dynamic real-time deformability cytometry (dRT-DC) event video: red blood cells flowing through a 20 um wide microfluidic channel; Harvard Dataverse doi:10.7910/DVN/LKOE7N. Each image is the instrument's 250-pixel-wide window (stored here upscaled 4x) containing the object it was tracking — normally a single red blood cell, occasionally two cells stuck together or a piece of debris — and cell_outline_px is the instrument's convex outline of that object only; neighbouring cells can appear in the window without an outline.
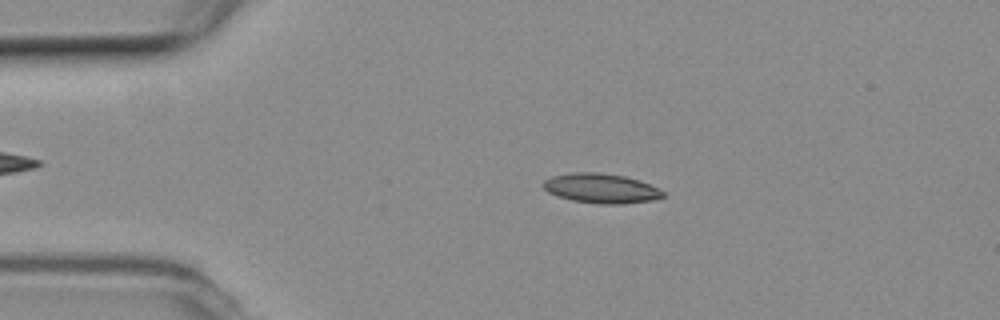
{"species": "common noctule bat (a hibernating species)", "species_latin": "Nyctalus noctula", "temperature_condition": "room temperature", "stored_images_in_passage": 52, "camera_frame_rate_fps": 3000, "um_per_image_px": 0.085, "animal": {"sex": "female", "body_mass_g": 19.3, "forearm_length_mm": 54.1}, "frame": {"image": 1, "passage_image": 9, "time_ms": 2.667, "image_size_px": [1000, 320], "cell_outline_px": [[664, 196], [652, 200], [624, 204], [596, 204], [572, 200], [556, 196], [548, 192], [544, 188], [544, 180], [552, 176], [572, 172], [596, 172], [624, 176], [640, 180], [664, 192]], "centroid_in_image_um": [51.07, 16.01], "position_along_channel_um": 33.9, "area_um2": 20.63}}
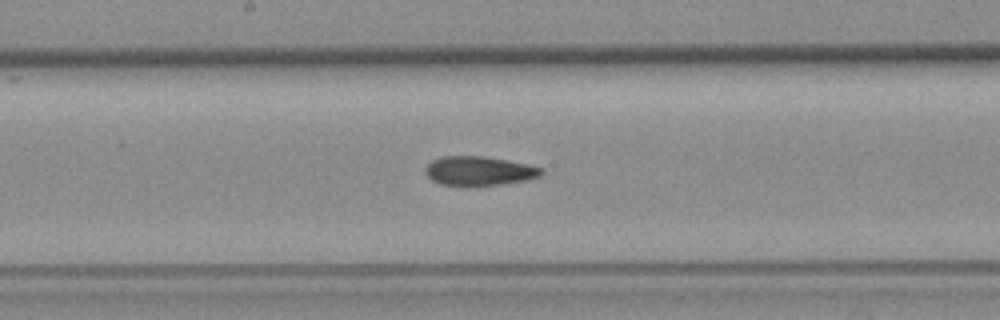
{"frame": {"image": 2, "passage_image": 26, "time_ms": 8.333, "image_size_px": [1000, 320], "cell_outline_px": [[544, 172], [540, 176], [528, 180], [504, 184], [472, 188], [468, 188], [440, 184], [432, 180], [424, 172], [424, 168], [432, 160], [444, 156], [480, 156], [528, 164], [544, 168]], "centroid_in_image_um": [40.72, 14.57], "position_along_channel_um": 207.5, "area_um2": 20.35}}
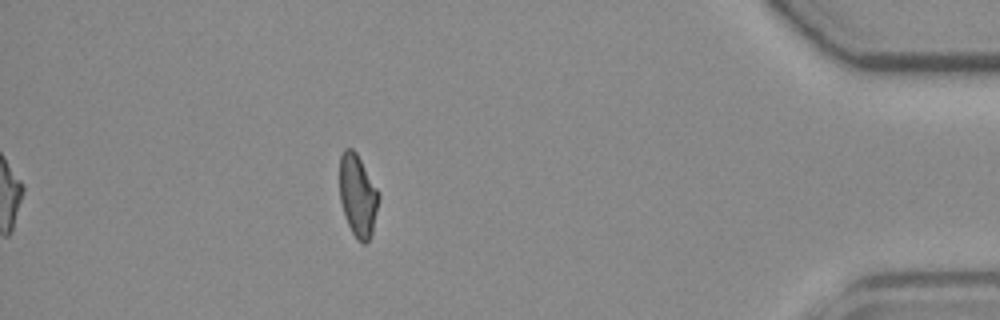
{"frame": {"image": 3, "passage_image": 46, "time_ms": 15.0, "image_size_px": [1000, 320], "cell_outline_px": [[380, 200], [372, 236], [364, 244], [360, 244], [356, 240], [348, 224], [340, 200], [340, 156], [344, 148], [352, 148], [356, 152], [380, 192]], "centroid_in_image_um": [30.44, 16.65], "position_along_channel_um": 404.8, "area_um2": 19.07}, "authors_computed_cell_mechanics": {"area_um2": 19.652, "velocity_mm_per_s": 3.7531, "shape_relaxation_time_tau1_ms": 9.0829, "shape_relaxation_time_tau2_ms": 2.7809, "deformation_change_tau1": 0.2176, "deformation_change_tau2": 0.0932}}